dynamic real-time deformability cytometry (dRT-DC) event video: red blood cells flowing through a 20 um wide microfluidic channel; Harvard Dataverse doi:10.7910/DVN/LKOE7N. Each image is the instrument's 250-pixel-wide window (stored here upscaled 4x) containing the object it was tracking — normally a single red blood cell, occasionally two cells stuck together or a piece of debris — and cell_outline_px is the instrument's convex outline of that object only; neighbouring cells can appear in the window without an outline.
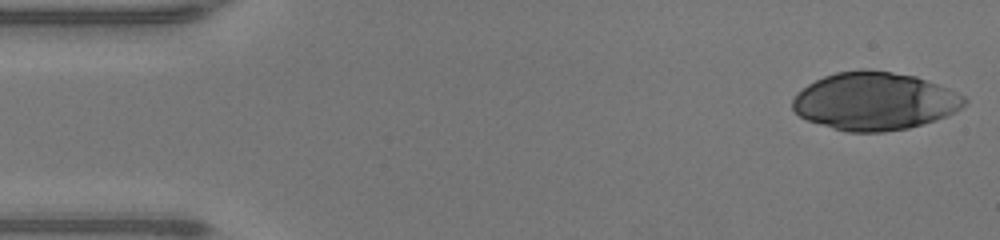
{"species": "human", "species_latin": "Homo sapiens", "temperature_condition": "warm", "stored_images_in_passage": 13, "camera_frame_rate_fps": 3000, "um_per_image_px": 0.085, "donor": {"sex": "male"}, "frame": {"image": 1, "passage_image": 1, "time_ms": 0.0, "image_size_px": [1000, 240], "cell_outline_px": [[968, 100], [960, 108], [944, 116], [908, 128], [884, 132], [848, 132], [808, 120], [800, 116], [792, 108], [792, 100], [808, 84], [824, 76], [836, 72], [860, 68], [892, 72], [916, 76], [948, 88], [964, 96]], "centroid_in_image_um": [74.33, 8.58], "position_along_channel_um": 10.7, "area_um2": 57.4}}
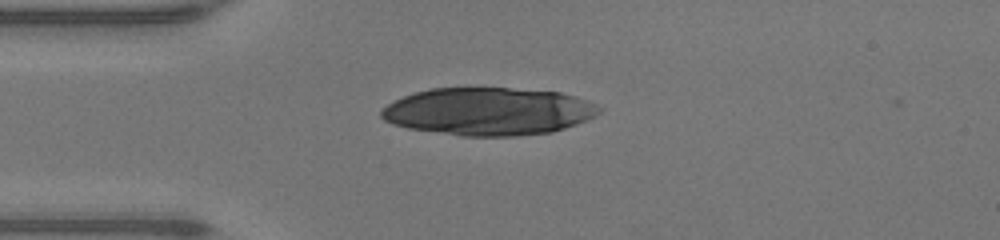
{"frame": {"image": 2, "passage_image": 11, "time_ms": 3.333, "image_size_px": [1000, 240], "cell_outline_px": [[604, 108], [600, 112], [576, 124], [552, 132], [520, 136], [460, 136], [408, 128], [392, 124], [384, 120], [380, 116], [380, 112], [388, 104], [404, 96], [416, 92], [432, 88], [508, 88], [560, 92], [584, 100]], "centroid_in_image_um": [41.49, 9.48], "position_along_channel_um": 43.5, "area_um2": 60.23}}